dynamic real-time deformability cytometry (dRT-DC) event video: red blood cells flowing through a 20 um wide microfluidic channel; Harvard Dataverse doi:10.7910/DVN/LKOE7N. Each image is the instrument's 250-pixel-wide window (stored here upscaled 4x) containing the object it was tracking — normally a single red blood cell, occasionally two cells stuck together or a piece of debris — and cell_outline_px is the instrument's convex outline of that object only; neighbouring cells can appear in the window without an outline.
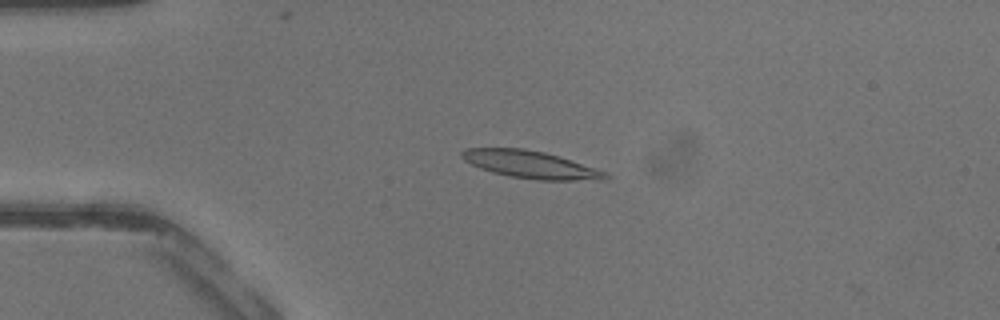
{"species": "common noctule bat (a hibernating species)", "species_latin": "Nyctalus noctula", "temperature_condition": "warm", "stored_images_in_passage": 12, "camera_frame_rate_fps": 3000, "um_per_image_px": 0.085, "animal": {"sex": "male", "body_mass_g": 13.3}, "frame": {"image": 1, "passage_image": 10, "time_ms": 3.0, "image_size_px": [1000, 320], "cell_outline_px": [[608, 176], [600, 180], [536, 180], [508, 176], [492, 172], [480, 168], [464, 160], [460, 156], [460, 152], [464, 148], [524, 148], [544, 152], [596, 168], [608, 172]], "centroid_in_image_um": [45.06, 13.98], "position_along_channel_um": 39.9, "area_um2": 22.89}}